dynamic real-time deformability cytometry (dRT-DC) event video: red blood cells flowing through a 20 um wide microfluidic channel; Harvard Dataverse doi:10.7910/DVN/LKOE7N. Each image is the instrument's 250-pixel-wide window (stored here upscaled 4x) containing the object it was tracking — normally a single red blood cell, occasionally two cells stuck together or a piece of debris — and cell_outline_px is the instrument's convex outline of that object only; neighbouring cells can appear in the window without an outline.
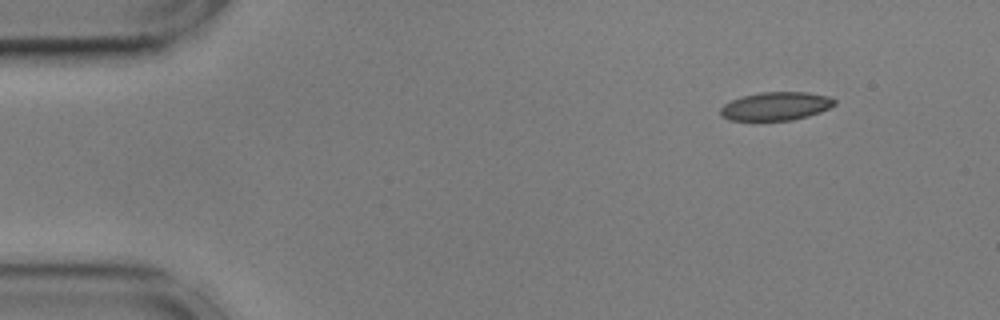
{"species": "common noctule bat (a hibernating species)", "species_latin": "Nyctalus noctula", "temperature_condition": "cold", "stored_images_in_passage": 50, "camera_frame_rate_fps": 3000, "um_per_image_px": 0.085, "animal": {"sex": "male", "body_mass_g": 17.9, "forearm_length_mm": 54.2}, "frame": {"image": 1, "passage_image": 1, "time_ms": 0.0, "image_size_px": [1000, 320], "cell_outline_px": [[836, 104], [820, 112], [808, 116], [792, 120], [728, 120], [720, 116], [720, 108], [724, 104], [732, 100], [744, 96], [760, 92], [808, 92], [828, 96], [836, 100]], "centroid_in_image_um": [65.95, 9.02], "position_along_channel_um": 19.1, "area_um2": 18.84}}
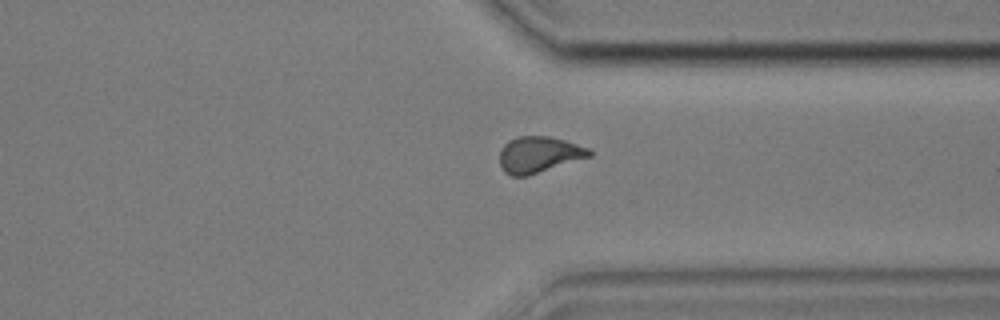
{"frame": {"image": 2, "passage_image": 37, "time_ms": 12.0, "image_size_px": [1000, 320], "cell_outline_px": [[592, 156], [528, 176], [512, 176], [504, 172], [500, 164], [500, 148], [508, 140], [516, 136], [548, 136], [564, 140], [588, 148], [592, 152]], "centroid_in_image_um": [45.78, 13.14], "position_along_channel_um": 365.6, "area_um2": 19.02}}
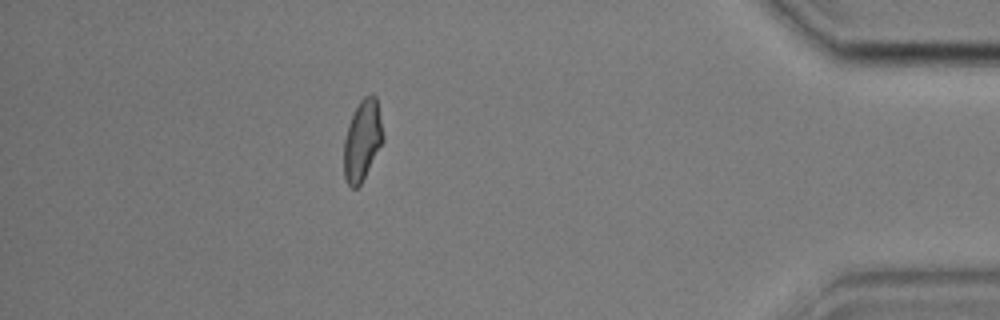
{"frame": {"image": 3, "passage_image": 44, "time_ms": 14.333, "image_size_px": [1000, 320], "cell_outline_px": [[384, 140], [360, 184], [356, 188], [352, 188], [348, 184], [344, 176], [344, 140], [348, 124], [360, 100], [364, 96], [372, 92], [376, 96], [384, 136]], "centroid_in_image_um": [30.8, 11.89], "position_along_channel_um": 404.4, "area_um2": 18.26}, "authors_computed_cell_mechanics": {"area_um2": 18.9295, "velocity_mm_per_s": 3.596, "shape_relaxation_time_tau1_ms": null, "shape_relaxation_time_tau2_ms": 1.4872, "deformation_change_tau1": null, "deformation_change_tau2": 0.0632}}